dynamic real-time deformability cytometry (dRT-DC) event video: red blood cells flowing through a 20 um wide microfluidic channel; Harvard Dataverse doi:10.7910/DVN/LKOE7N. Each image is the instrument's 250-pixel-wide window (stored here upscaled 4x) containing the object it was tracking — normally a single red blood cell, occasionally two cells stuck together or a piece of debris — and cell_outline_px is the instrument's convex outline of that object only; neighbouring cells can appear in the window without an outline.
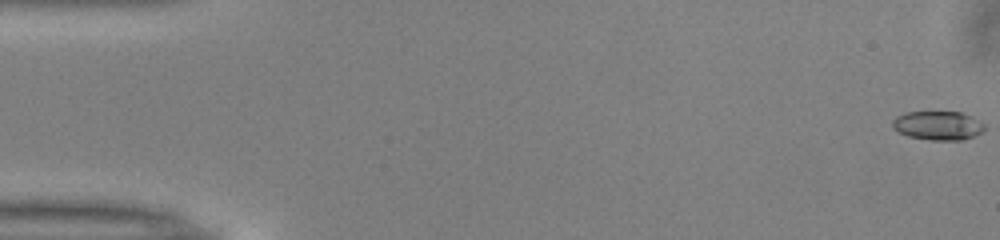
{"species": "common noctule bat (a hibernating species)", "species_latin": "Nyctalus noctula", "temperature_condition": "warm", "stored_images_in_passage": 52, "camera_frame_rate_fps": 3000, "um_per_image_px": 0.085, "animal": {"sex": "male", "body_mass_g": 13.0, "forearm_length_mm": 53.1}, "frame": {"image": 1, "passage_image": 1, "time_ms": 0.0, "image_size_px": [1000, 240], "cell_outline_px": [[984, 132], [964, 140], [928, 140], [908, 136], [892, 128], [892, 120], [896, 116], [904, 112], [960, 112], [984, 124]], "centroid_in_image_um": [79.69, 10.68], "position_along_channel_um": 5.3, "area_um2": 15.49}}
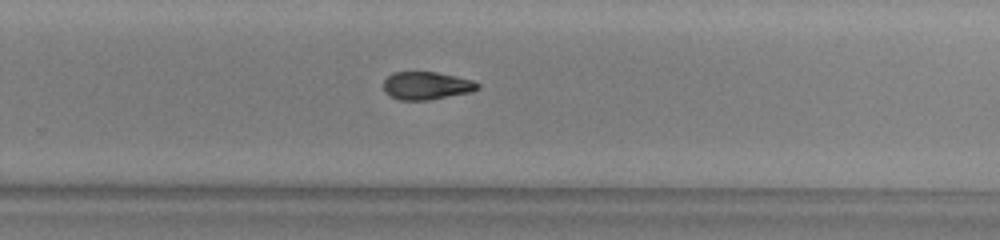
{"frame": {"image": 2, "passage_image": 34, "time_ms": 11.0, "image_size_px": [1000, 240], "cell_outline_px": [[480, 88], [472, 92], [428, 100], [400, 100], [388, 96], [384, 92], [384, 80], [392, 72], [436, 72], [456, 76], [472, 80], [480, 84]], "centroid_in_image_um": [36.25, 7.28], "position_along_channel_um": 293.6, "area_um2": 15.43}}
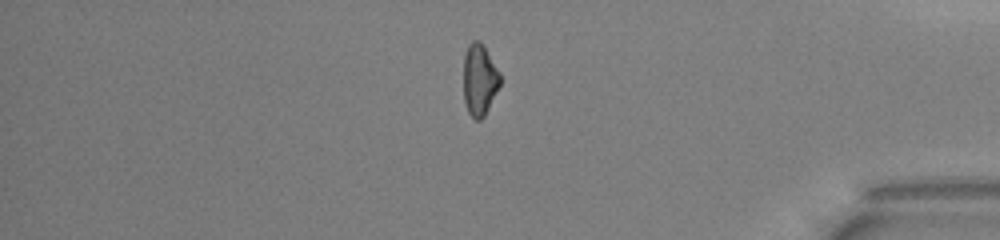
{"frame": {"image": 3, "passage_image": 44, "time_ms": 14.333, "image_size_px": [1000, 240], "cell_outline_px": [[500, 84], [484, 116], [480, 120], [476, 120], [468, 112], [464, 100], [464, 56], [468, 44], [472, 40], [480, 40], [500, 72]], "centroid_in_image_um": [40.75, 6.75], "position_along_channel_um": 394.5, "area_um2": 15.14}, "authors_computed_cell_mechanics": {"area_um2": 15.8083, "velocity_mm_per_s": 4.0073, "shape_relaxation_time_tau1_ms": 4.727, "shape_relaxation_time_tau2_ms": 6.8998, "deformation_change_tau1": 0.1481, "deformation_change_tau2": 0.1499}}